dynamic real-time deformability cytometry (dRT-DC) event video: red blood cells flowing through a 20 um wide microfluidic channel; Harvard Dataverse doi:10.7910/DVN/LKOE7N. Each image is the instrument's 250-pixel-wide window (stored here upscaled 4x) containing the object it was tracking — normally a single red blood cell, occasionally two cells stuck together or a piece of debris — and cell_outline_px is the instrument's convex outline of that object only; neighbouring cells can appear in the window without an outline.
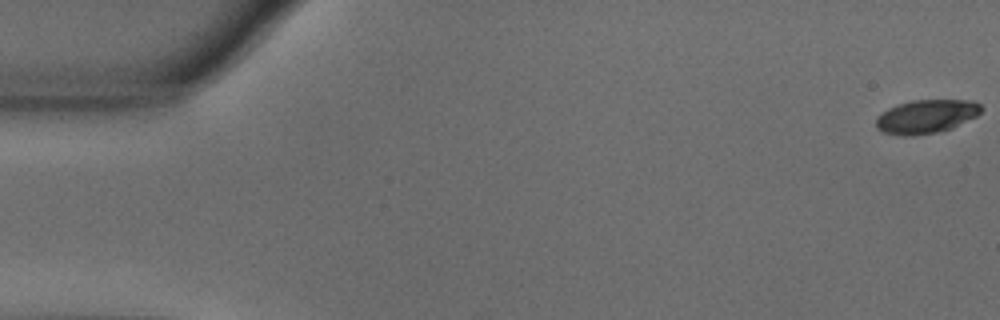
{"species": "common noctule bat (a hibernating species)", "species_latin": "Nyctalus noctula", "temperature_condition": "warm", "stored_images_in_passage": 57, "camera_frame_rate_fps": 3000, "um_per_image_px": 0.085, "animal": {"sex": "male", "body_mass_g": 18.8}, "frame": {"image": 1, "passage_image": 1, "time_ms": 0.0, "image_size_px": [1000, 320], "cell_outline_px": [[984, 108], [976, 116], [952, 128], [936, 132], [912, 136], [900, 136], [884, 132], [876, 128], [876, 116], [880, 112], [896, 104], [912, 100], [972, 100], [980, 104]], "centroid_in_image_um": [78.7, 9.89], "position_along_channel_um": 6.3, "area_um2": 20.81}}
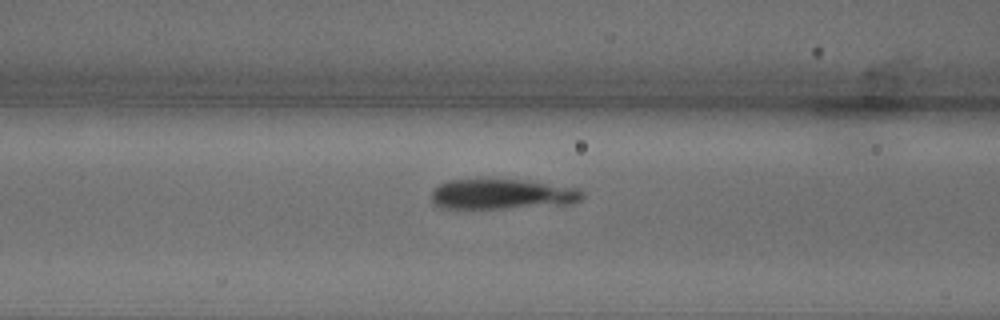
{"frame": {"image": 2, "passage_image": 23, "time_ms": 7.333, "image_size_px": [1000, 320], "cell_outline_px": [[584, 196], [580, 200], [572, 204], [504, 208], [440, 208], [432, 204], [432, 192], [440, 184], [448, 180], [492, 176], [580, 188], [584, 192]], "centroid_in_image_um": [42.66, 16.46], "position_along_channel_um": 123.9, "area_um2": 27.51}}
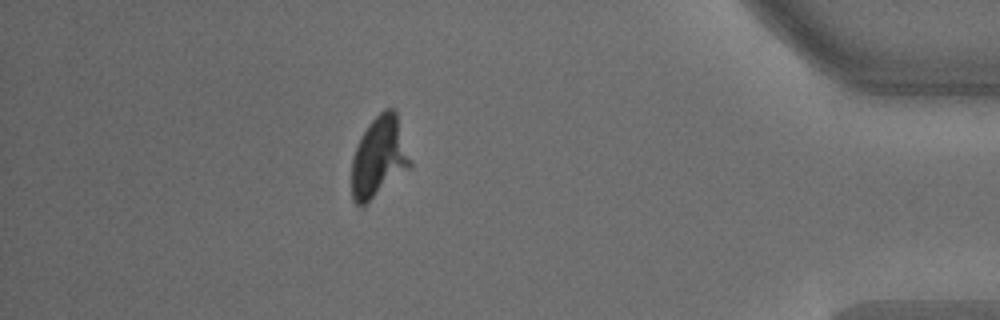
{"frame": {"image": 3, "passage_image": 50, "time_ms": 16.333, "image_size_px": [1000, 320], "cell_outline_px": [[412, 164], [408, 168], [360, 208], [352, 200], [352, 156], [368, 124], [384, 108], [392, 108], [396, 112]], "centroid_in_image_um": [32.19, 13.34], "position_along_channel_um": 403.0, "area_um2": 26.82}}